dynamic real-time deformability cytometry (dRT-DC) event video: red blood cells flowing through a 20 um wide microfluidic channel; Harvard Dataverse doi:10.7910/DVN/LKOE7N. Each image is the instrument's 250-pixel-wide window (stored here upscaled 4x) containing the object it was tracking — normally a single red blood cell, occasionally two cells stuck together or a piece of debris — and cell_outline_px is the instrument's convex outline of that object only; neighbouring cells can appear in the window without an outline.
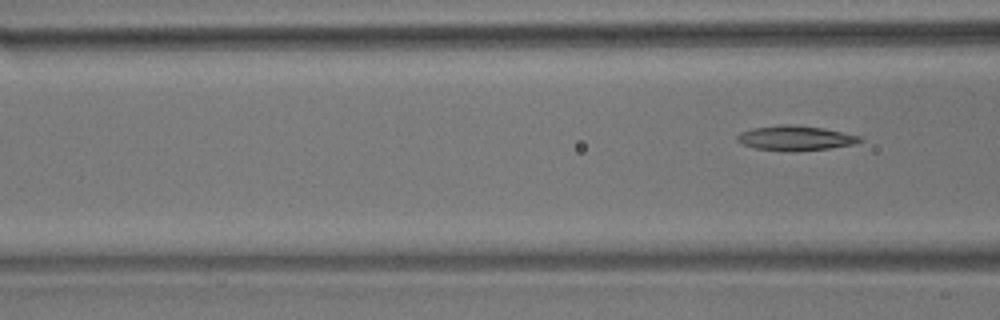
{"species": "common noctule bat (a hibernating species)", "species_latin": "Nyctalus noctula", "temperature_condition": "room temperature", "stored_images_in_passage": 8, "segment_of_instrument_passage": [2, 2], "camera_frame_rate_fps": 3000, "um_per_image_px": 0.085, "animal": {"sex": "male", "body_mass_g": 17.9}, "frame": {"image": 1, "passage_image": 8, "time_ms": 8.667, "image_size_px": [1000, 320], "cell_outline_px": [[864, 140], [852, 144], [828, 148], [756, 148], [740, 144], [736, 140], [736, 136], [740, 132], [752, 128], [780, 124], [792, 124], [824, 128], [860, 136]], "centroid_in_image_um": [67.57, 11.67], "position_along_channel_um": 99.0, "area_um2": 16.76}}